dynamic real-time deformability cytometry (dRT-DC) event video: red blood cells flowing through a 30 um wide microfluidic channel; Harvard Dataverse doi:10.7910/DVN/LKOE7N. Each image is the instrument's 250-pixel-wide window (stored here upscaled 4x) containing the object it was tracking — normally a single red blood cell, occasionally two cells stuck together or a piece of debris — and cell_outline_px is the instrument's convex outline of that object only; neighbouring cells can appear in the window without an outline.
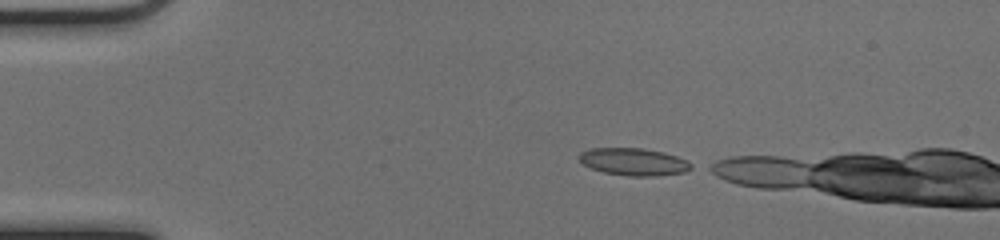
{"species": "common noctule bat (a hibernating species)", "species_latin": "Nyctalus noctula", "temperature_condition": "cold", "stored_images_in_passage": 4, "camera_frame_rate_fps": 3000, "um_per_image_px": 0.085, "animal": {"sex": "female", "body_mass_g": 17.0, "forearm_length_mm": 48.0}, "frame": {"image": 1, "passage_image": 1, "time_ms": 0.0, "image_size_px": [1000, 240], "cell_outline_px": [[696, 164], [692, 168], [684, 172], [656, 176], [628, 176], [604, 172], [592, 168], [584, 164], [580, 160], [580, 152], [592, 148], [644, 148], [664, 152], [688, 160]], "centroid_in_image_um": [53.93, 13.75], "position_along_channel_um": 31.1, "area_um2": 17.92}}